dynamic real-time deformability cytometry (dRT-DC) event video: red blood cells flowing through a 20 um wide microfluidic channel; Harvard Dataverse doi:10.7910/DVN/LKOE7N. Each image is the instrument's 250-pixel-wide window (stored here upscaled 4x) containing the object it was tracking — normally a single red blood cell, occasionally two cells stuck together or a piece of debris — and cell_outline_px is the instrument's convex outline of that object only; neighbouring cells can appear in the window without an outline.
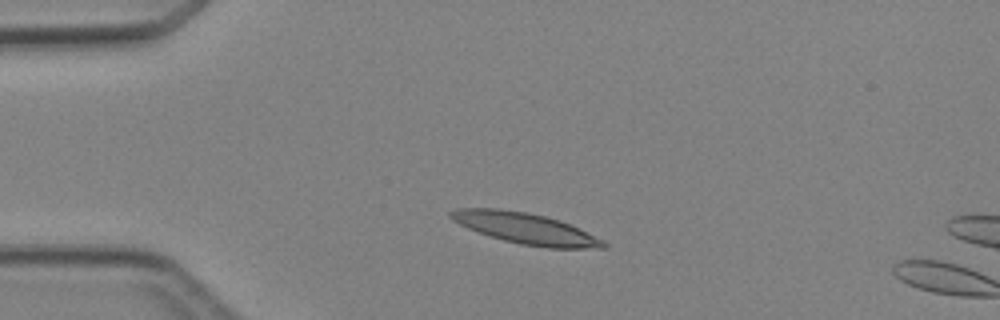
{"species": "Egyptian fruit bat (a non-hibernating species)", "species_latin": "Rousettus aegyptiacus", "temperature_condition": "cold", "stored_images_in_passage": 2, "camera_frame_rate_fps": 3000, "um_per_image_px": 0.085, "animal": {"sex": "female"}, "frame": {"image": 1, "passage_image": 1, "time_ms": 0.0, "image_size_px": [1000, 320], "cell_outline_px": [[608, 244], [604, 248], [548, 248], [520, 244], [504, 240], [468, 228], [452, 220], [448, 216], [448, 212], [456, 208], [500, 208], [528, 212], [560, 220], [604, 240]], "centroid_in_image_um": [44.65, 19.4], "position_along_channel_um": 40.3, "area_um2": 27.46}}